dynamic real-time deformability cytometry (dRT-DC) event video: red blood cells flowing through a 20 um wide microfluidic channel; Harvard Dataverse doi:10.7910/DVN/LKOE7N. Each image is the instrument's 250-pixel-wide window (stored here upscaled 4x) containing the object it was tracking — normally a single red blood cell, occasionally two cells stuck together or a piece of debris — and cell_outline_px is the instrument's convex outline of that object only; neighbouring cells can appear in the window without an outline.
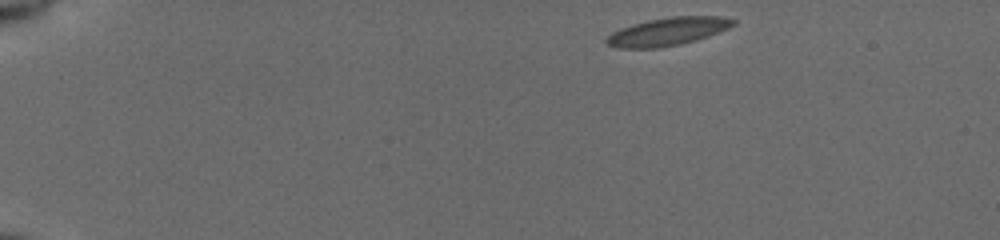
{"species": "common noctule bat (a hibernating species)", "species_latin": "Nyctalus noctula", "temperature_condition": "cold", "stored_images_in_passage": 46, "camera_frame_rate_fps": 3000, "um_per_image_px": 0.085, "animal": {"sex": "female", "body_mass_g": 19.5, "forearm_length_mm": 54.1}, "frame": {"image": 1, "passage_image": 1, "time_ms": 0.0, "image_size_px": [1000, 240], "cell_outline_px": [[736, 24], [728, 28], [708, 36], [680, 44], [656, 48], [616, 48], [608, 44], [604, 40], [612, 32], [648, 20], [672, 16], [720, 16], [736, 20]], "centroid_in_image_um": [56.78, 2.68], "position_along_channel_um": 28.2, "area_um2": 20.35}}
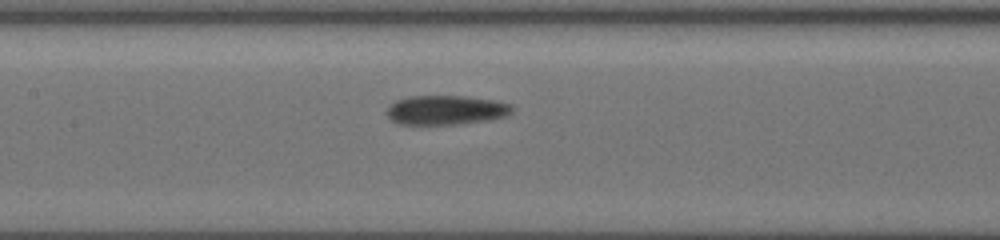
{"frame": {"image": 2, "passage_image": 20, "time_ms": 6.333, "image_size_px": [1000, 240], "cell_outline_px": [[512, 112], [504, 116], [484, 120], [456, 124], [400, 124], [392, 120], [388, 116], [388, 108], [396, 100], [408, 96], [468, 96], [492, 100], [512, 104]], "centroid_in_image_um": [37.9, 9.34], "position_along_channel_um": 169.5, "area_um2": 21.1}}
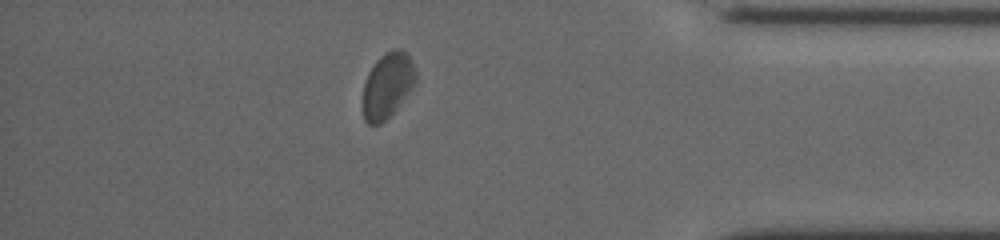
{"frame": {"image": 3, "passage_image": 40, "time_ms": 13.0, "image_size_px": [1000, 240], "cell_outline_px": [[416, 80], [408, 92], [392, 112], [380, 124], [368, 124], [364, 120], [364, 84], [368, 72], [376, 60], [384, 52], [392, 48], [400, 48], [412, 60], [416, 72]], "centroid_in_image_um": [32.93, 7.2], "position_along_channel_um": 402.3, "area_um2": 19.71}}